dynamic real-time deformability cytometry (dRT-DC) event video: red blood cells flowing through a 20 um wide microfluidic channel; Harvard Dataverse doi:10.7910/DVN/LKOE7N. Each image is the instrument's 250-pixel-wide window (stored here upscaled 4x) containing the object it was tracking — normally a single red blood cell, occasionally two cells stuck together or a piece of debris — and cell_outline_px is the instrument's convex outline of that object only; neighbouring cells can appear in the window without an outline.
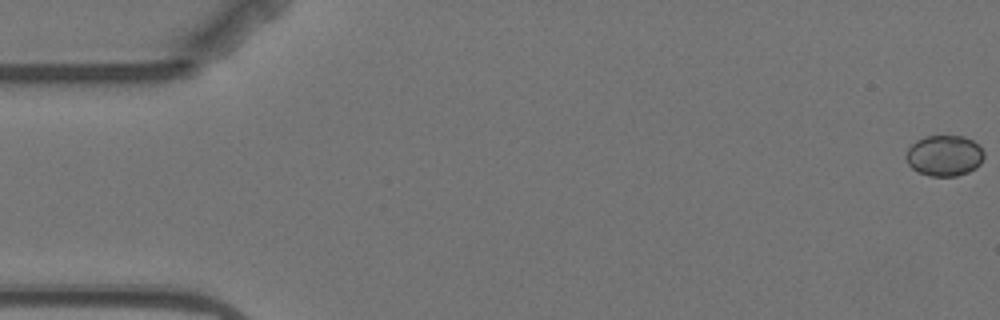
{"species": "Egyptian fruit bat (a non-hibernating species)", "species_latin": "Rousettus aegyptiacus", "temperature_condition": "warm", "stored_images_in_passage": 6, "camera_frame_rate_fps": 3000, "um_per_image_px": 0.085, "animal": {"sex": "female"}, "frame": {"image": 1, "passage_image": 1, "time_ms": 0.0, "image_size_px": [1000, 320], "cell_outline_px": [[984, 156], [980, 164], [976, 168], [968, 172], [956, 176], [928, 176], [912, 168], [908, 164], [904, 156], [908, 148], [916, 140], [924, 136], [964, 136], [980, 144], [984, 152]], "centroid_in_image_um": [80.27, 13.22], "position_along_channel_um": 4.7, "area_um2": 18.79}}
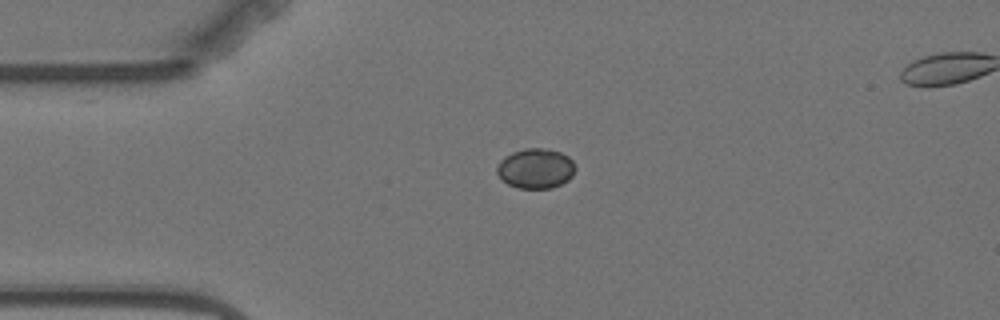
{"frame": {"image": 2, "passage_image": 4, "time_ms": 4.333, "image_size_px": [1000, 320], "cell_outline_px": [[576, 168], [572, 176], [568, 180], [552, 188], [520, 188], [508, 184], [496, 172], [496, 168], [500, 160], [504, 156], [512, 152], [524, 148], [548, 148], [560, 152], [568, 156], [572, 160]], "centroid_in_image_um": [45.54, 14.3], "position_along_channel_um": 39.5, "area_um2": 18.32}}
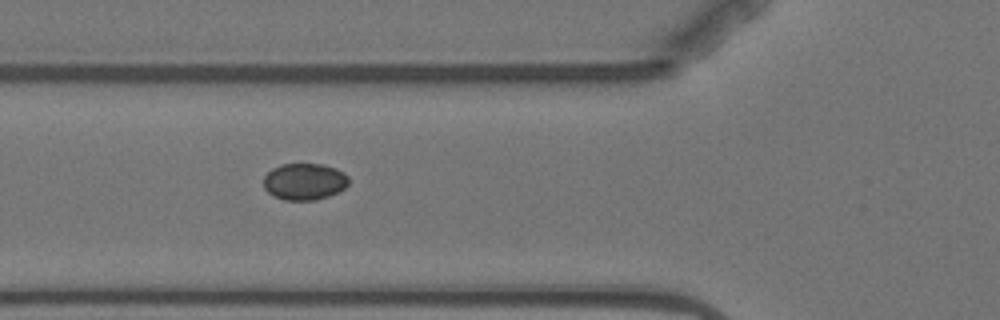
{"frame": {"image": 3, "passage_image": 6, "time_ms": 6.667, "image_size_px": [1000, 320], "cell_outline_px": [[348, 184], [344, 188], [328, 196], [316, 200], [284, 200], [272, 196], [264, 188], [264, 176], [272, 168], [280, 164], [324, 164], [336, 168], [344, 172], [348, 176]], "centroid_in_image_um": [25.86, 15.43], "position_along_channel_um": 99.9, "area_um2": 18.32}}